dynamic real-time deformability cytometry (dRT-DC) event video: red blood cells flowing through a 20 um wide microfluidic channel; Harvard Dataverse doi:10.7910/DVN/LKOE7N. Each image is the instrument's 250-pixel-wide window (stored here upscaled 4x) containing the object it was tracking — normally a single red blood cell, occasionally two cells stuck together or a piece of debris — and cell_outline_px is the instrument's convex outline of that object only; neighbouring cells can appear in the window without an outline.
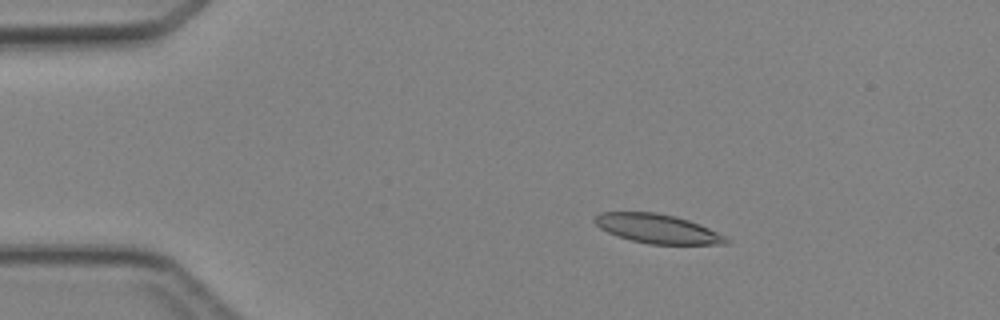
{"species": "Egyptian fruit bat (a non-hibernating species)", "species_latin": "Rousettus aegyptiacus", "temperature_condition": "cold", "stored_images_in_passage": 2, "camera_frame_rate_fps": 3000, "um_per_image_px": 0.085, "animal": {"sex": "female"}, "frame": {"image": 1, "passage_image": 1, "time_ms": 0.0, "image_size_px": [1000, 320], "cell_outline_px": [[728, 244], [648, 244], [632, 240], [608, 232], [600, 228], [592, 220], [600, 212], [656, 212], [676, 216], [700, 224], [724, 236], [728, 240]], "centroid_in_image_um": [55.86, 19.43], "position_along_channel_um": 29.1, "area_um2": 22.08}}